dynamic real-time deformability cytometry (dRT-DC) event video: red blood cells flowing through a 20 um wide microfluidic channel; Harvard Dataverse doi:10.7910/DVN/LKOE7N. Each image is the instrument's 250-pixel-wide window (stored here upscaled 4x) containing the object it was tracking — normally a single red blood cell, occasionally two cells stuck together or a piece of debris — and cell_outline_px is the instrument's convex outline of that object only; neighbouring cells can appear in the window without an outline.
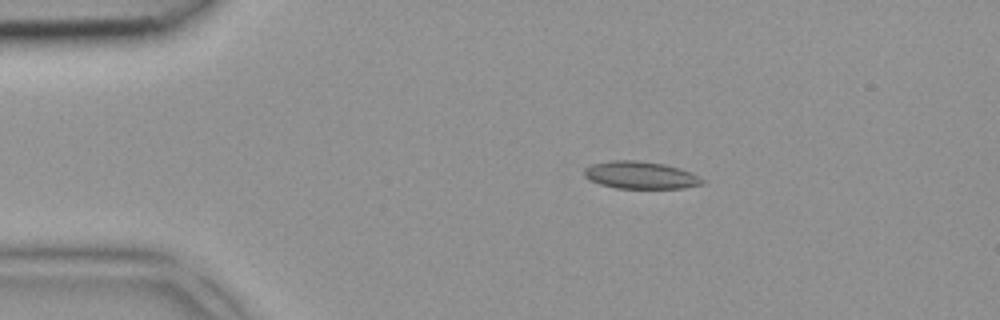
{"species": "common noctule bat (a hibernating species)", "species_latin": "Nyctalus noctula", "temperature_condition": "room temperature", "stored_images_in_passage": 2, "camera_frame_rate_fps": 3000, "um_per_image_px": 0.085, "animal": {"sex": "female", "body_mass_g": 18.4}, "frame": {"image": 1, "passage_image": 1, "time_ms": 0.0, "image_size_px": [1000, 320], "cell_outline_px": [[704, 184], [684, 188], [616, 188], [600, 184], [588, 180], [584, 176], [584, 168], [592, 164], [612, 160], [636, 160], [664, 164], [680, 168], [704, 180]], "centroid_in_image_um": [54.4, 14.89], "position_along_channel_um": 30.6, "area_um2": 18.79}}